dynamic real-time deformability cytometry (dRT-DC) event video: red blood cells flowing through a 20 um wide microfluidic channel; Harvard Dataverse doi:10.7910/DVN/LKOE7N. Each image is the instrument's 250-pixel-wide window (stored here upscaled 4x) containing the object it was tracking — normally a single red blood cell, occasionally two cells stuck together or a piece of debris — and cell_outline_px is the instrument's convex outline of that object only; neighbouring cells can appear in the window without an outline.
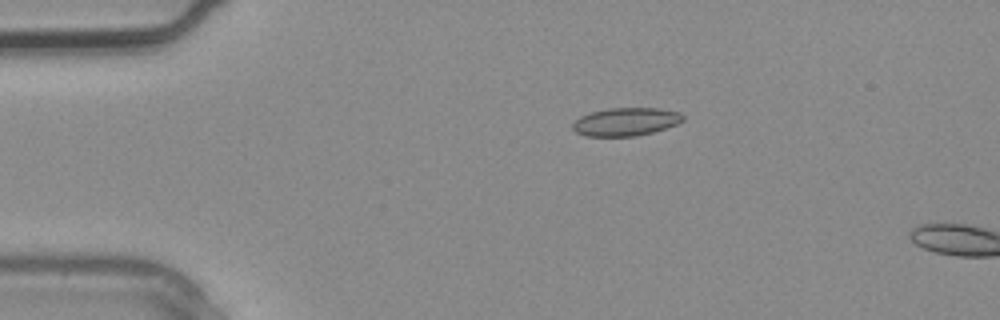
{"species": "common noctule bat (a hibernating species)", "species_latin": "Nyctalus noctula", "temperature_condition": "warm", "stored_images_in_passage": 3, "camera_frame_rate_fps": 3000, "um_per_image_px": 0.085, "animal": {"sex": "male", "body_mass_g": 20.4}, "frame": {"image": 1, "passage_image": 2, "time_ms": 0.333, "image_size_px": [1000, 320], "cell_outline_px": [[684, 120], [676, 124], [652, 132], [636, 136], [584, 136], [576, 132], [572, 128], [572, 124], [580, 116], [592, 112], [608, 108], [660, 108], [680, 112], [684, 116]], "centroid_in_image_um": [53.19, 10.34], "position_along_channel_um": 31.8, "area_um2": 18.03}}